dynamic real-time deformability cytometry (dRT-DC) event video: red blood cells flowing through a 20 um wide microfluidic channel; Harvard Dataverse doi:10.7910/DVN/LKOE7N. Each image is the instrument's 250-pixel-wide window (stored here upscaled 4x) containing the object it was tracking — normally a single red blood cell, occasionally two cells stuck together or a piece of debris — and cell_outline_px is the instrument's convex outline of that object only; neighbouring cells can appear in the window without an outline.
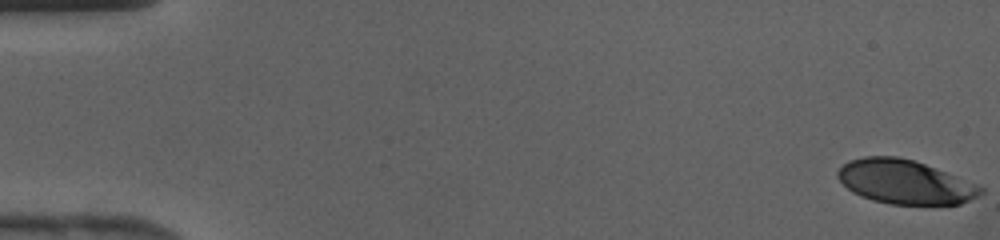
{"species": "human", "species_latin": "Homo sapiens", "temperature_condition": "cold", "stored_images_in_passage": 43, "camera_frame_rate_fps": 3000, "um_per_image_px": 0.085, "donor": {"sex": "female"}, "frame": {"image": 1, "passage_image": 1, "time_ms": 0.0, "image_size_px": [1000, 240], "cell_outline_px": [[984, 192], [960, 204], [892, 204], [872, 200], [860, 196], [852, 192], [836, 176], [836, 172], [848, 160], [864, 156], [896, 156], [912, 160], [924, 164], [976, 184], [984, 188]], "centroid_in_image_um": [76.87, 15.46], "position_along_channel_um": 8.1, "area_um2": 36.24}}
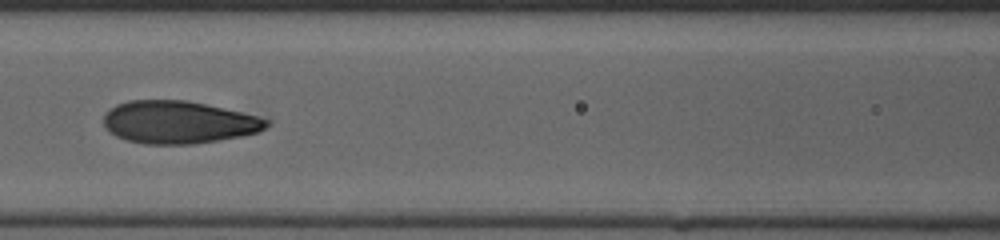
{"frame": {"image": 2, "passage_image": 20, "time_ms": 6.333, "image_size_px": [1000, 240], "cell_outline_px": [[272, 124], [260, 132], [244, 136], [192, 144], [144, 144], [128, 140], [116, 136], [108, 132], [104, 128], [104, 116], [116, 104], [128, 100], [188, 100], [224, 108], [272, 120]], "centroid_in_image_um": [15.21, 10.39], "position_along_channel_um": 151.4, "area_um2": 40.69}}
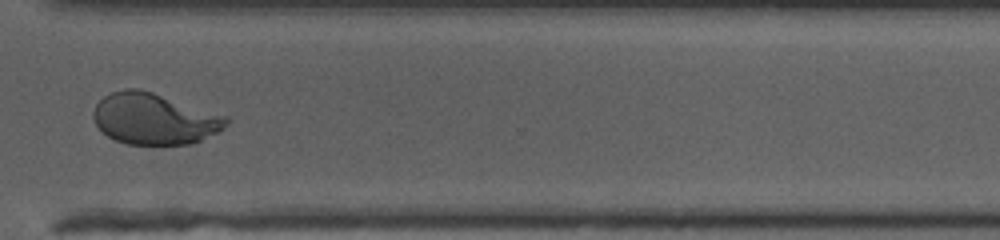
{"frame": {"image": 3, "passage_image": 33, "time_ms": 10.667, "image_size_px": [1000, 240], "cell_outline_px": [[228, 124], [224, 128], [200, 140], [188, 144], [128, 144], [116, 140], [108, 136], [96, 124], [92, 116], [92, 112], [96, 104], [104, 96], [112, 92], [124, 88], [136, 88], [152, 92], [228, 116]], "centroid_in_image_um": [13.1, 10.09], "position_along_channel_um": 357.5, "area_um2": 39.36}}